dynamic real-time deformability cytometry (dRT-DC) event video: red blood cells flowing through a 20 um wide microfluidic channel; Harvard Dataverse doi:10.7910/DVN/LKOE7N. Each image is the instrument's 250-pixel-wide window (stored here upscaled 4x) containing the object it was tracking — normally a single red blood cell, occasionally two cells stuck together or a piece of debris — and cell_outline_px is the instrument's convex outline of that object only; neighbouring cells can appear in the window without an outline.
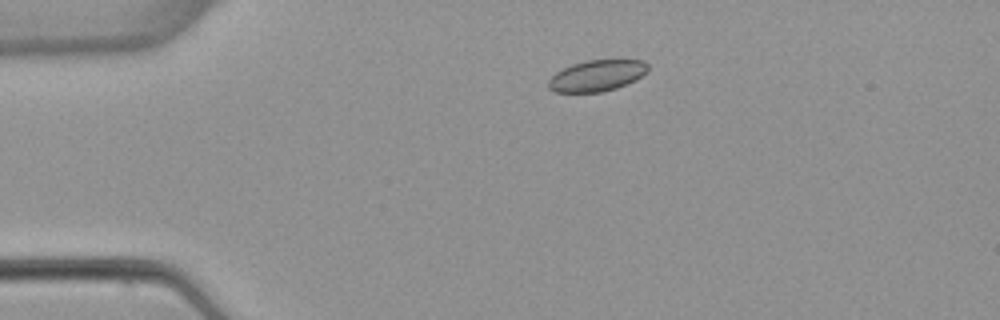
{"species": "common noctule bat (a hibernating species)", "species_latin": "Nyctalus noctula", "temperature_condition": "warm", "stored_images_in_passage": 4, "camera_frame_rate_fps": 3000, "um_per_image_px": 0.085, "animal": {"sex": "female", "body_mass_g": 22.7, "forearm_length_mm": 54.2}, "frame": {"image": 1, "passage_image": 2, "time_ms": 1.333, "image_size_px": [1000, 320], "cell_outline_px": [[648, 72], [636, 80], [616, 88], [600, 92], [552, 92], [548, 88], [548, 80], [556, 72], [572, 64], [588, 60], [644, 60], [648, 64]], "centroid_in_image_um": [50.74, 6.43], "position_along_channel_um": 34.3, "area_um2": 18.15}}
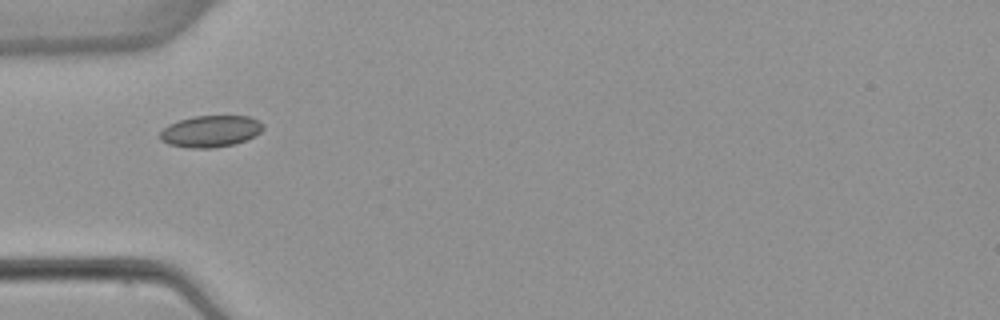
{"frame": {"image": 2, "passage_image": 3, "time_ms": 3.333, "image_size_px": [1000, 320], "cell_outline_px": [[264, 128], [256, 136], [248, 140], [236, 144], [212, 148], [188, 148], [168, 144], [160, 140], [160, 132], [168, 124], [192, 116], [248, 116], [260, 120], [264, 124]], "centroid_in_image_um": [17.93, 11.16], "position_along_channel_um": 67.1, "area_um2": 19.31}}
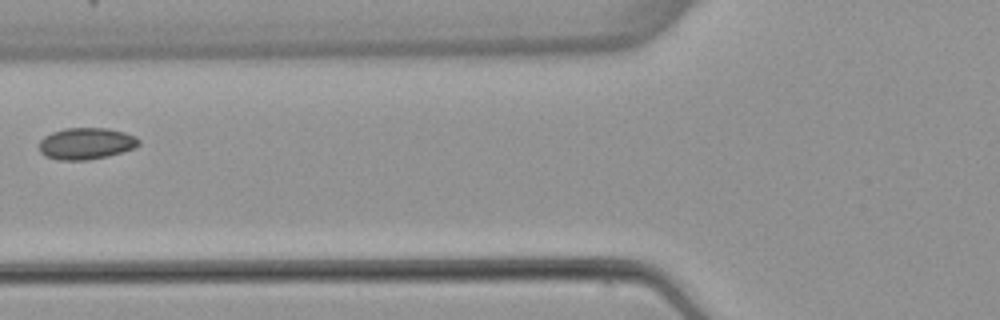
{"frame": {"image": 3, "passage_image": 4, "time_ms": 4.667, "image_size_px": [1000, 320], "cell_outline_px": [[140, 144], [136, 148], [108, 156], [88, 160], [56, 160], [44, 156], [40, 152], [40, 140], [44, 136], [52, 132], [64, 128], [108, 128], [124, 132], [136, 136], [140, 140]], "centroid_in_image_um": [7.33, 12.2], "position_along_channel_um": 118.5, "area_um2": 18.61}}